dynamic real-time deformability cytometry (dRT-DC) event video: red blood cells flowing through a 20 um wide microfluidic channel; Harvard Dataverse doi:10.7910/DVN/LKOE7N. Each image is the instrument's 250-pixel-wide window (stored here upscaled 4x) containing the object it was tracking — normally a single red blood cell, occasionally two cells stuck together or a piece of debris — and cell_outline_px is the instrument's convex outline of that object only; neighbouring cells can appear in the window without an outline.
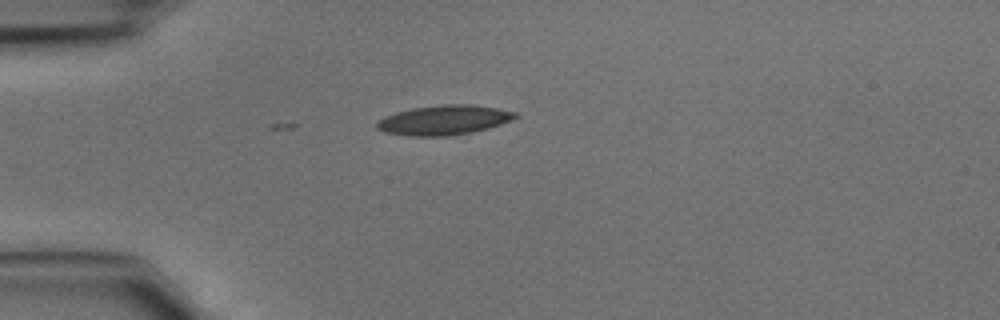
{"species": "common noctule bat (a hibernating species)", "species_latin": "Nyctalus noctula", "temperature_condition": "cold", "stored_images_in_passage": 2, "camera_frame_rate_fps": 3000, "um_per_image_px": 0.085, "animal": {"sex": "male", "body_mass_g": 15.6}, "frame": {"image": 1, "passage_image": 2, "time_ms": 0.333, "image_size_px": [1000, 320], "cell_outline_px": [[520, 116], [512, 120], [488, 128], [472, 132], [448, 136], [408, 136], [384, 132], [376, 128], [376, 124], [384, 116], [396, 112], [412, 108], [444, 104], [472, 104], [496, 108], [516, 112]], "centroid_in_image_um": [37.74, 10.2], "position_along_channel_um": 47.3, "area_um2": 23.99}}